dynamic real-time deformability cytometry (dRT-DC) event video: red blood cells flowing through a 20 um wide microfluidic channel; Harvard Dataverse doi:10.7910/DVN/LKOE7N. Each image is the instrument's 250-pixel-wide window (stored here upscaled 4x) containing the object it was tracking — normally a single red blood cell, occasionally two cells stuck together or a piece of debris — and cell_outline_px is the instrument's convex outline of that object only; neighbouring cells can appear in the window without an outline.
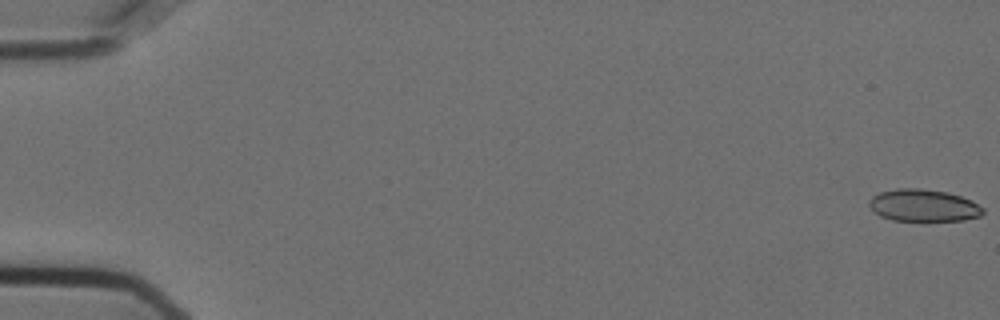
{"species": "Egyptian fruit bat (a non-hibernating species)", "species_latin": "Rousettus aegyptiacus", "temperature_condition": "cold", "stored_images_in_passage": 53, "camera_frame_rate_fps": 3000, "um_per_image_px": 0.085, "animal": {"sex": "female"}, "frame": {"image": 1, "passage_image": 1, "time_ms": 0.0, "image_size_px": [1000, 320], "cell_outline_px": [[984, 212], [980, 216], [964, 220], [892, 220], [880, 216], [868, 204], [868, 200], [872, 196], [880, 192], [896, 188], [920, 188], [948, 192], [972, 200], [984, 208]], "centroid_in_image_um": [78.5, 17.45], "position_along_channel_um": 6.5, "area_um2": 21.33}}
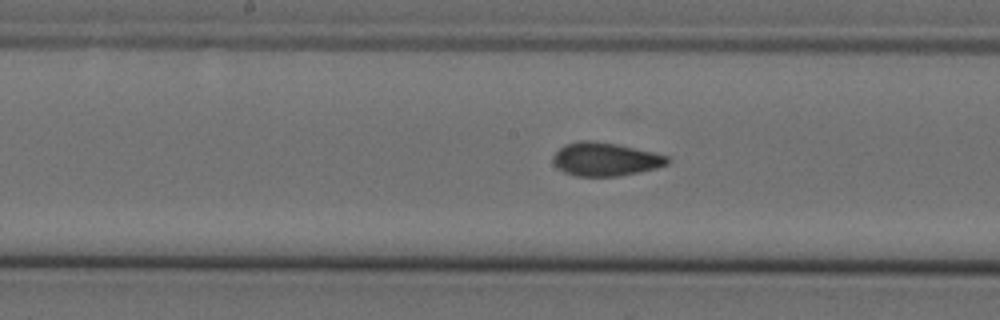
{"frame": {"image": 2, "passage_image": 30, "time_ms": 9.667, "image_size_px": [1000, 320], "cell_outline_px": [[668, 164], [656, 168], [640, 172], [616, 176], [576, 176], [564, 172], [552, 160], [552, 156], [564, 144], [580, 140], [588, 140], [616, 144], [652, 152], [668, 156]], "centroid_in_image_um": [51.44, 13.53], "position_along_channel_um": 196.8, "area_um2": 22.02}}
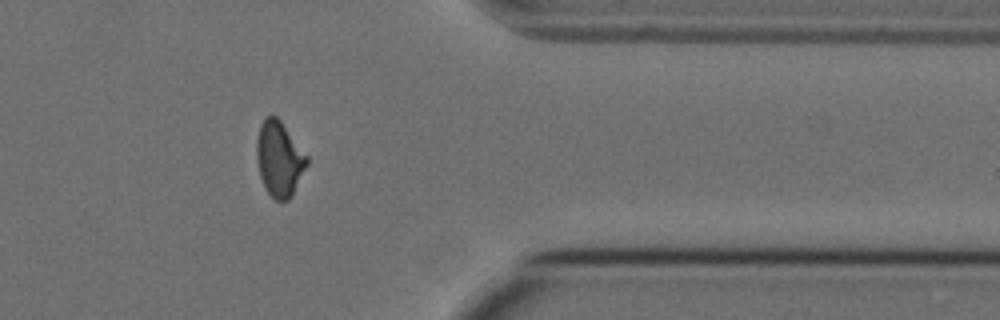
{"frame": {"image": 3, "passage_image": 47, "time_ms": 15.333, "image_size_px": [1000, 320], "cell_outline_px": [[308, 164], [292, 196], [288, 200], [276, 200], [264, 188], [260, 176], [256, 160], [256, 140], [260, 124], [268, 116], [276, 116], [280, 120], [308, 156]], "centroid_in_image_um": [23.73, 13.51], "position_along_channel_um": 387.7, "area_um2": 22.02}}